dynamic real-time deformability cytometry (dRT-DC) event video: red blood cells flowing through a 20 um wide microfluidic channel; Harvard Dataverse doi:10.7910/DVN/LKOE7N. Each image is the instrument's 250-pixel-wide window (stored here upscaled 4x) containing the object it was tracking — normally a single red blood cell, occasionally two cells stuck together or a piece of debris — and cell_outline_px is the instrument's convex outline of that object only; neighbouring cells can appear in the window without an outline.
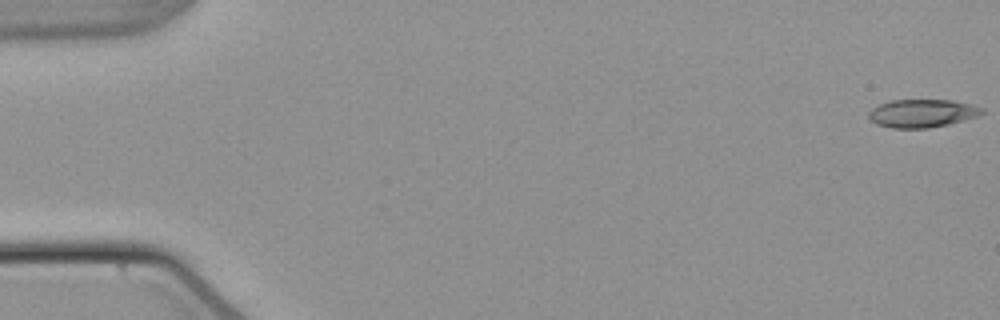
{"species": "common noctule bat (a hibernating species)", "species_latin": "Nyctalus noctula", "temperature_condition": "warm", "stored_images_in_passage": 54, "camera_frame_rate_fps": 3000, "um_per_image_px": 0.085, "animal": {"sex": "male", "body_mass_g": 21.5, "forearm_length_mm": 52.0}, "frame": {"image": 1, "passage_image": 1, "time_ms": 0.0, "image_size_px": [1000, 320], "cell_outline_px": [[984, 112], [976, 116], [948, 124], [928, 128], [892, 128], [876, 124], [868, 116], [868, 112], [872, 108], [880, 104], [892, 100], [952, 100], [984, 108]], "centroid_in_image_um": [78.35, 9.63], "position_along_channel_um": 6.6, "area_um2": 18.32}}
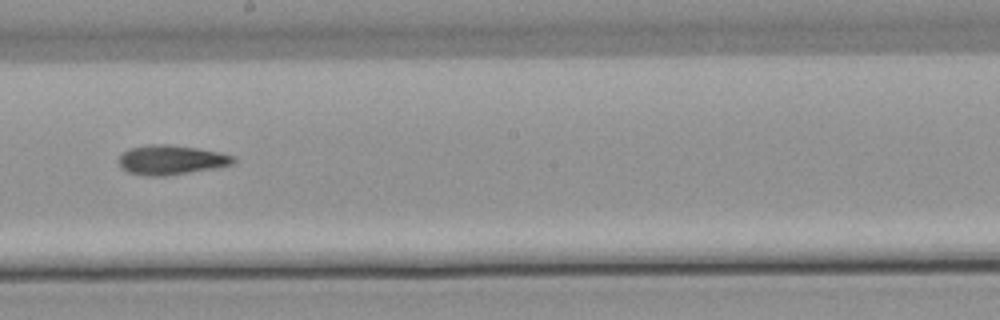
{"frame": {"image": 2, "passage_image": 31, "time_ms": 10.0, "image_size_px": [1000, 320], "cell_outline_px": [[236, 160], [232, 164], [212, 168], [164, 176], [144, 176], [128, 172], [120, 168], [116, 160], [128, 148], [152, 144], [168, 144], [196, 148], [220, 152], [232, 156]], "centroid_in_image_um": [14.46, 13.59], "position_along_channel_um": 233.7, "area_um2": 19.65}}
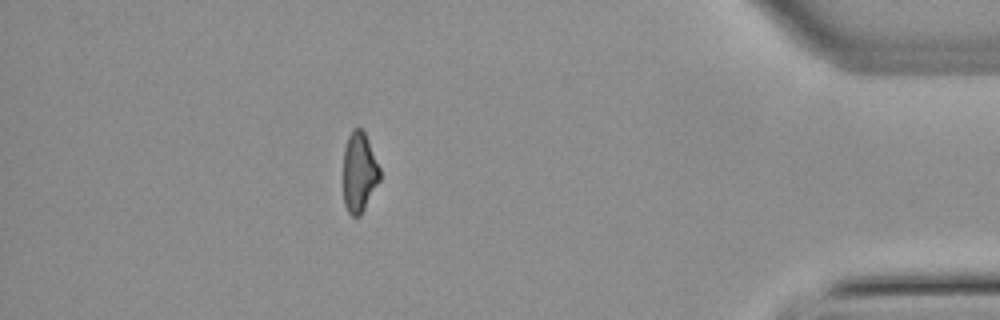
{"frame": {"image": 3, "passage_image": 48, "time_ms": 15.667, "image_size_px": [1000, 320], "cell_outline_px": [[380, 180], [360, 216], [352, 216], [348, 212], [344, 204], [344, 148], [348, 136], [352, 128], [360, 128], [364, 132], [368, 140], [380, 168]], "centroid_in_image_um": [30.53, 14.64], "position_along_channel_um": 404.7, "area_um2": 16.94}, "authors_computed_cell_mechanics": {"area_um2": 18.8139, "velocity_mm_per_s": 3.8428, "shape_relaxation_time_tau1_ms": null, "shape_relaxation_time_tau2_ms": 8.4326, "deformation_change_tau1": null, "deformation_change_tau2": 0.2243}}